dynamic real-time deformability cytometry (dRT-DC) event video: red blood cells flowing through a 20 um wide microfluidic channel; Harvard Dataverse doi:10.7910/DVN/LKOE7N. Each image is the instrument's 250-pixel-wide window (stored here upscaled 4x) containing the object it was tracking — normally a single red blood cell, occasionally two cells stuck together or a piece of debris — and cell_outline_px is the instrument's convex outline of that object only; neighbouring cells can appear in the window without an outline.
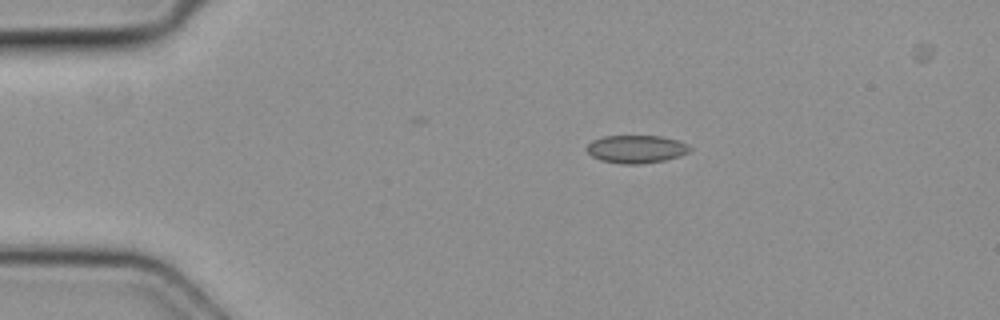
{"species": "common noctule bat (a hibernating species)", "species_latin": "Nyctalus noctula", "temperature_condition": "cold", "stored_images_in_passage": 4, "camera_frame_rate_fps": 3000, "um_per_image_px": 0.085, "animal": {"sex": "female", "body_mass_g": 19.3, "forearm_length_mm": 54.1}, "frame": {"image": 1, "passage_image": 2, "time_ms": 0.333, "image_size_px": [1000, 320], "cell_outline_px": [[692, 148], [688, 152], [680, 156], [664, 160], [640, 164], [620, 164], [600, 160], [592, 156], [584, 148], [592, 140], [604, 136], [664, 136], [680, 140], [688, 144]], "centroid_in_image_um": [54.09, 12.67], "position_along_channel_um": 30.9, "area_um2": 16.99}}
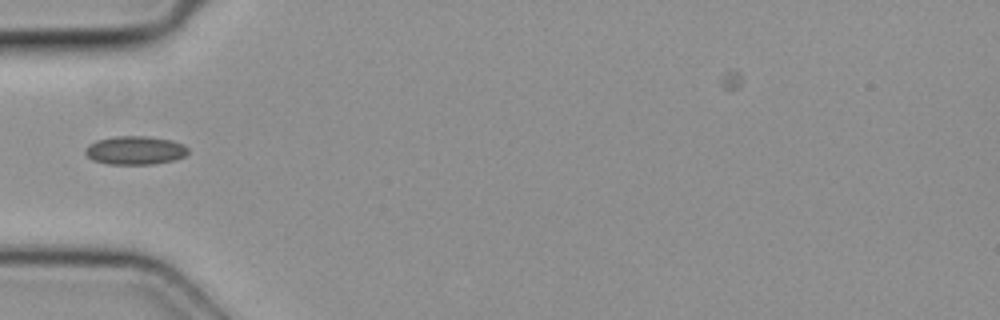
{"frame": {"image": 2, "passage_image": 4, "time_ms": 1.0, "image_size_px": [1000, 320], "cell_outline_px": [[188, 152], [184, 156], [172, 160], [152, 164], [108, 164], [92, 160], [84, 152], [88, 144], [96, 140], [116, 136], [144, 136], [172, 140], [184, 144], [188, 148]], "centroid_in_image_um": [11.47, 12.77], "position_along_channel_um": 73.5, "area_um2": 17.05}}